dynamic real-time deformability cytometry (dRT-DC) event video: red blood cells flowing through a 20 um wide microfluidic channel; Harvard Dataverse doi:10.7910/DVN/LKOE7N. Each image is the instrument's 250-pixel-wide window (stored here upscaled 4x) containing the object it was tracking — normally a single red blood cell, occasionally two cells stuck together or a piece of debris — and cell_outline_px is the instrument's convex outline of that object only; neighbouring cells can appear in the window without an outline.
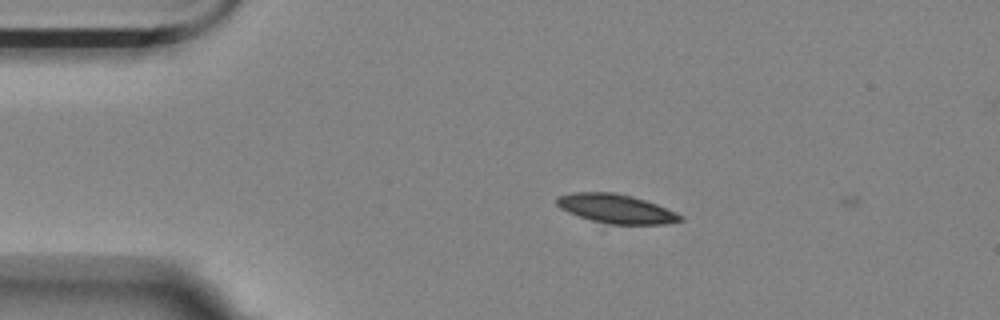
{"species": "Egyptian fruit bat (a non-hibernating species)", "species_latin": "Rousettus aegyptiacus", "temperature_condition": "room temperature", "stored_images_in_passage": 3, "camera_frame_rate_fps": 3000, "um_per_image_px": 0.085, "animal": {"sex": "female"}, "frame": {"image": 1, "passage_image": 2, "time_ms": 0.333, "image_size_px": [1000, 320], "cell_outline_px": [[684, 220], [668, 224], [608, 224], [592, 220], [568, 212], [560, 208], [556, 204], [556, 196], [572, 192], [616, 192], [632, 196], [656, 204], [676, 212], [684, 216]], "centroid_in_image_um": [52.37, 17.73], "position_along_channel_um": 32.6, "area_um2": 20.98}}